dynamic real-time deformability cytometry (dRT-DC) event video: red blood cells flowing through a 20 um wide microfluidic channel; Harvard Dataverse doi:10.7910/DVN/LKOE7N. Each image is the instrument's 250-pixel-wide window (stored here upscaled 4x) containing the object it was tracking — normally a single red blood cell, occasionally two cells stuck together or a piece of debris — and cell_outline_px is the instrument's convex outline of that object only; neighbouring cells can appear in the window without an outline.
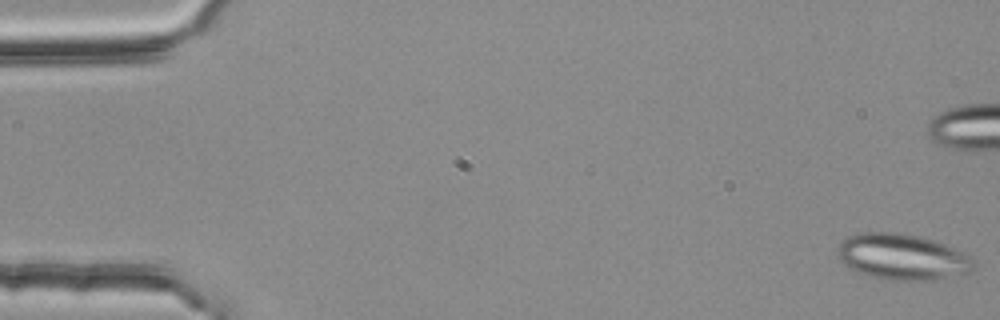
{"species": "common noctule bat (a hibernating species)", "species_latin": "Nyctalus noctula", "temperature_condition": "room temperature", "stored_images_in_passage": 37, "camera_frame_rate_fps": 3000, "um_per_image_px": 0.085, "animal": {"sex": "female", "body_mass_g": 25.1}, "frame": {"image": 1, "passage_image": 1, "time_ms": 0.0, "image_size_px": [1000, 320], "cell_outline_px": [[976, 268], [968, 272], [936, 280], [888, 280], [868, 276], [856, 272], [848, 268], [836, 256], [836, 248], [848, 236], [860, 232], [904, 232], [932, 240], [944, 244], [972, 256], [976, 260]], "centroid_in_image_um": [76.68, 21.84], "position_along_channel_um": 8.3, "area_um2": 36.99}}